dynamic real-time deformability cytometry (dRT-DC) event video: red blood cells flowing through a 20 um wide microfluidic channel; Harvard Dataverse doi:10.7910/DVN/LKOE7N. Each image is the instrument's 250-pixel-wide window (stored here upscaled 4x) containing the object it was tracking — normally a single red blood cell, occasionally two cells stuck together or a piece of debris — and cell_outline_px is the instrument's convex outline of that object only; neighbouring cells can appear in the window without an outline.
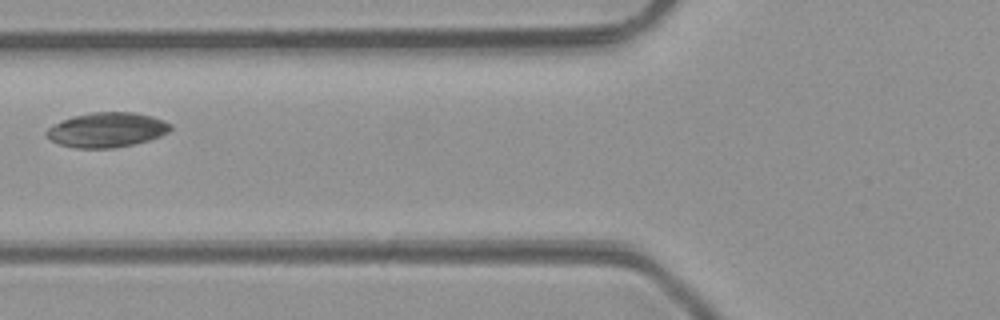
{"species": "common noctule bat (a hibernating species)", "species_latin": "Nyctalus noctula", "temperature_condition": "room temperature", "stored_images_in_passage": 5, "camera_frame_rate_fps": 3000, "um_per_image_px": 0.085, "animal": {"sex": "male", "body_mass_g": 23.1, "forearm_length_mm": 52.7}, "frame": {"image": 1, "passage_image": 4, "time_ms": 4.333, "image_size_px": [1000, 320], "cell_outline_px": [[172, 128], [168, 132], [160, 136], [148, 140], [116, 148], [76, 148], [60, 144], [52, 140], [44, 132], [48, 128], [72, 116], [92, 112], [132, 112], [152, 116], [164, 120], [172, 124]], "centroid_in_image_um": [9.12, 11.03], "position_along_channel_um": 116.7, "area_um2": 24.97}}
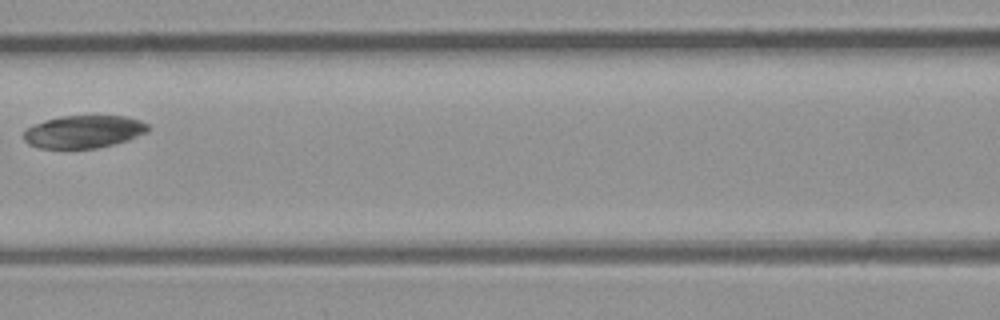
{"frame": {"image": 2, "passage_image": 5, "time_ms": 5.333, "image_size_px": [1000, 320], "cell_outline_px": [[148, 132], [128, 140], [96, 148], [40, 148], [28, 144], [24, 140], [24, 132], [28, 128], [44, 120], [60, 116], [124, 116], [140, 120], [148, 124]], "centroid_in_image_um": [7.12, 11.19], "position_along_channel_um": 159.5, "area_um2": 23.52}}